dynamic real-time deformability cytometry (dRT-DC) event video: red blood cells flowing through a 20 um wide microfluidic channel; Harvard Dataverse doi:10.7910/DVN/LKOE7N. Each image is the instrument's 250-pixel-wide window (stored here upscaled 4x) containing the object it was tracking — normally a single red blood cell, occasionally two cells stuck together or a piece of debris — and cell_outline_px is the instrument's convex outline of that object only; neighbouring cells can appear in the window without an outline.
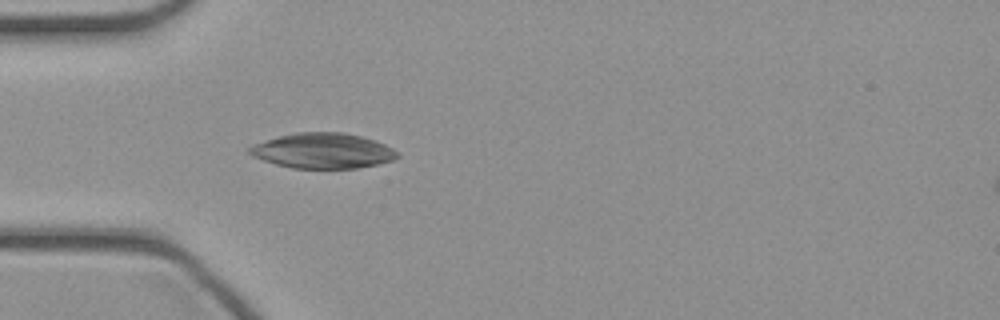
{"species": "common noctule bat (a hibernating species)", "species_latin": "Nyctalus noctula", "temperature_condition": "cold", "stored_images_in_passage": 33, "camera_frame_rate_fps": 3000, "um_per_image_px": 0.085, "animal": {"sex": "female", "body_mass_g": 21.9}, "frame": {"image": 1, "passage_image": 3, "time_ms": 0.667, "image_size_px": [1000, 320], "cell_outline_px": [[400, 156], [392, 160], [376, 164], [356, 168], [292, 168], [276, 164], [252, 156], [248, 152], [248, 148], [252, 144], [280, 136], [296, 132], [344, 132], [360, 136], [384, 144], [400, 152]], "centroid_in_image_um": [27.43, 12.81], "position_along_channel_um": 57.6, "area_um2": 30.23}}
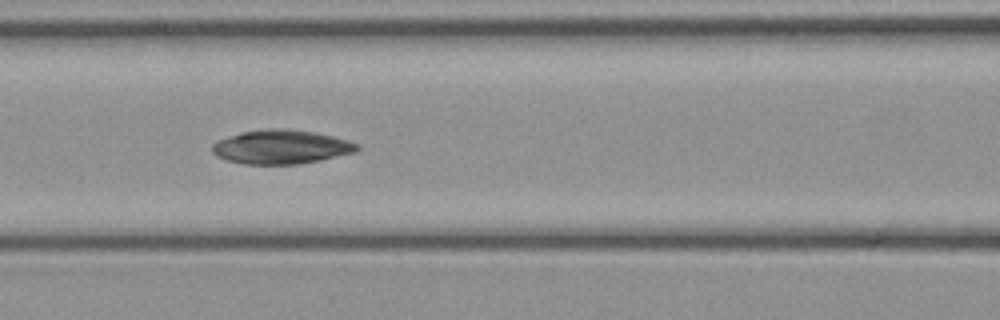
{"frame": {"image": 2, "passage_image": 9, "time_ms": 2.667, "image_size_px": [1000, 320], "cell_outline_px": [[360, 148], [356, 152], [320, 160], [300, 164], [244, 164], [228, 160], [216, 156], [212, 152], [212, 144], [216, 140], [228, 136], [244, 132], [268, 128], [288, 128], [312, 132], [332, 136], [348, 140], [360, 144]], "centroid_in_image_um": [23.91, 12.49], "position_along_channel_um": 142.7, "area_um2": 28.78}}
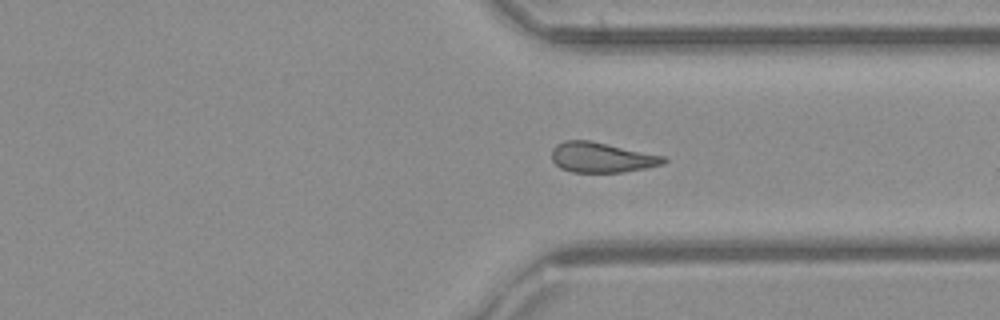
{"frame": {"image": 3, "passage_image": 21, "time_ms": 6.667, "image_size_px": [1000, 320], "cell_outline_px": [[668, 160], [664, 164], [644, 168], [620, 172], [572, 172], [560, 168], [552, 160], [552, 148], [556, 144], [564, 140], [588, 140], [664, 156]], "centroid_in_image_um": [51.11, 13.38], "position_along_channel_um": 360.3, "area_um2": 19.48}}